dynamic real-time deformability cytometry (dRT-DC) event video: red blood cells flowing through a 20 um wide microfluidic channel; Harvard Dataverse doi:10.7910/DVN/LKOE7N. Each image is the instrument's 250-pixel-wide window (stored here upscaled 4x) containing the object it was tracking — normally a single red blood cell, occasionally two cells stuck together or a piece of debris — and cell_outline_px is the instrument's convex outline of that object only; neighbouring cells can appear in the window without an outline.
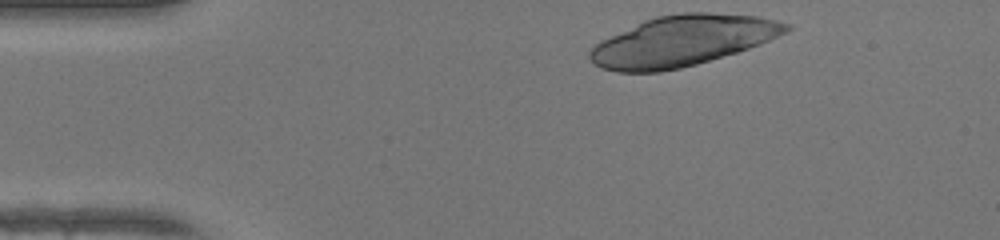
{"species": "human", "species_latin": "Homo sapiens", "temperature_condition": "warm", "stored_images_in_passage": 11, "camera_frame_rate_fps": 3000, "um_per_image_px": 0.085, "donor": {"sex": "female"}, "frame": {"image": 1, "passage_image": 1, "time_ms": 0.0, "image_size_px": [1000, 240], "cell_outline_px": [[792, 28], [760, 44], [736, 52], [696, 64], [680, 68], [660, 72], [616, 72], [600, 68], [588, 56], [588, 52], [600, 40], [644, 20], [656, 16], [684, 12], [708, 12], [756, 16], [776, 20], [792, 24]], "centroid_in_image_um": [57.97, 3.47], "position_along_channel_um": 27.0, "area_um2": 57.51}}